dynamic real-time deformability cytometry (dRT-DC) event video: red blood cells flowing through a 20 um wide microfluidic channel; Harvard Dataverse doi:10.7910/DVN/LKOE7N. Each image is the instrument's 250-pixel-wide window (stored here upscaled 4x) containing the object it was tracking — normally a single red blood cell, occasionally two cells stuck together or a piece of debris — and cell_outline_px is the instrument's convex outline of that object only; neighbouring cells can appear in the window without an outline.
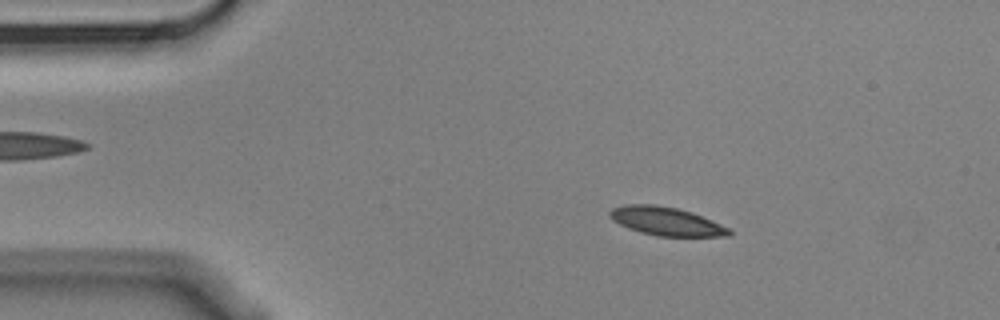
{"species": "Egyptian fruit bat (a non-hibernating species)", "species_latin": "Rousettus aegyptiacus", "temperature_condition": "cold", "stored_images_in_passage": 5, "camera_frame_rate_fps": 3000, "um_per_image_px": 0.085, "animal": {"sex": "male"}, "frame": {"image": 1, "passage_image": 2, "time_ms": 0.333, "image_size_px": [1000, 320], "cell_outline_px": [[732, 236], [656, 236], [640, 232], [628, 228], [612, 220], [608, 216], [608, 212], [612, 208], [628, 204], [656, 204], [676, 208], [692, 212], [732, 228]], "centroid_in_image_um": [56.65, 18.81], "position_along_channel_um": 28.3, "area_um2": 20.0}}